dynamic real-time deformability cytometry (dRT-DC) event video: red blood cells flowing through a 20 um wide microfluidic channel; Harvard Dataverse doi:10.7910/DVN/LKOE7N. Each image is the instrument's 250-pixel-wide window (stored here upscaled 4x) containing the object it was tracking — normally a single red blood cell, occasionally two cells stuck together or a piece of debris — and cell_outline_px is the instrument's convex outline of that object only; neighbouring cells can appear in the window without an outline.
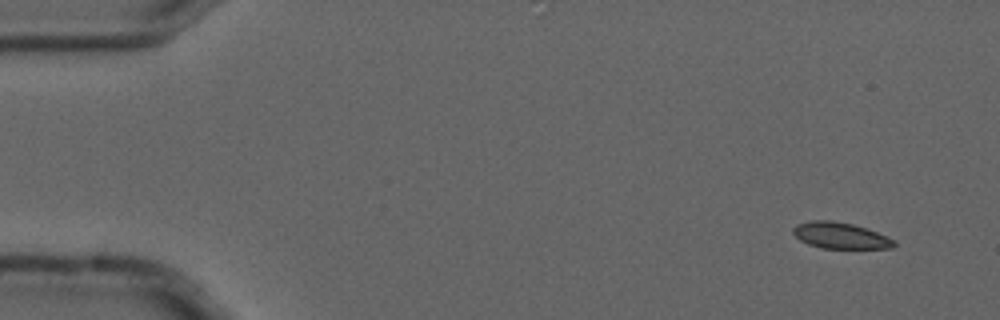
{"species": "common noctule bat (a hibernating species)", "species_latin": "Nyctalus noctula", "temperature_condition": "cold", "stored_images_in_passage": 4, "camera_frame_rate_fps": 3000, "um_per_image_px": 0.085, "animal": {"sex": "male", "forearm_length_mm": 52.5}, "frame": {"image": 1, "passage_image": 1, "time_ms": 0.0, "image_size_px": [1000, 320], "cell_outline_px": [[896, 244], [892, 248], [820, 248], [808, 244], [800, 240], [792, 232], [792, 228], [796, 224], [812, 220], [832, 220], [852, 224], [876, 232], [896, 240]], "centroid_in_image_um": [71.4, 20.02], "position_along_channel_um": 13.6, "area_um2": 15.37}}